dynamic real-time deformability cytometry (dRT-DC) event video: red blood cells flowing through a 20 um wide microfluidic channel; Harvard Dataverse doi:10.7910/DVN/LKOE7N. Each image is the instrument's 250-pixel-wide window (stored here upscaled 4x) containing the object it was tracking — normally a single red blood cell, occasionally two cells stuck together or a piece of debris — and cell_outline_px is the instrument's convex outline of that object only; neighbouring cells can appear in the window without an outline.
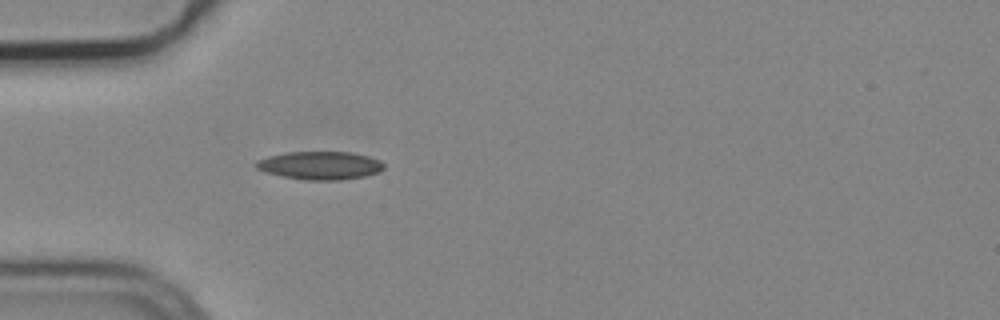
{"species": "common noctule bat (a hibernating species)", "species_latin": "Nyctalus noctula", "temperature_condition": "cold", "stored_images_in_passage": 1, "camera_frame_rate_fps": 3000, "um_per_image_px": 0.085, "animal": {"sex": "male", "body_mass_g": 19.2, "forearm_length_mm": 51.8}, "frame": {"image": 1, "passage_image": 1, "time_ms": 0.0, "image_size_px": [1000, 320], "cell_outline_px": [[384, 168], [380, 172], [364, 176], [340, 180], [308, 180], [284, 176], [264, 172], [256, 168], [252, 164], [256, 160], [268, 156], [288, 152], [352, 152], [368, 156], [380, 160], [384, 164]], "centroid_in_image_um": [27.19, 14.06], "position_along_channel_um": 57.8, "area_um2": 21.04}}